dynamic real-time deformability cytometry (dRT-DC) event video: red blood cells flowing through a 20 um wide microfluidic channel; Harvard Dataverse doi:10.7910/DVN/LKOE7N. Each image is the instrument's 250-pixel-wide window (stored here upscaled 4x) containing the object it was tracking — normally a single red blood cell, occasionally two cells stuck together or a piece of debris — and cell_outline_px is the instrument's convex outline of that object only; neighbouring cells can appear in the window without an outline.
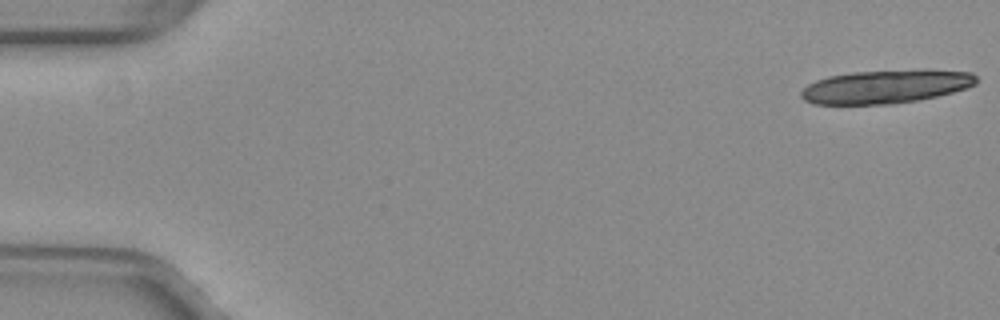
{"species": "common noctule bat (a hibernating species)", "species_latin": "Nyctalus noctula", "temperature_condition": "warm", "stored_images_in_passage": 18, "camera_frame_rate_fps": 3000, "um_per_image_px": 0.085, "animal": {"sex": "female", "body_mass_g": 29.2, "forearm_length_mm": 56.3}, "frame": {"image": 1, "passage_image": 1, "time_ms": 0.0, "image_size_px": [1000, 320], "cell_outline_px": [[976, 84], [968, 88], [936, 96], [916, 100], [892, 104], [812, 104], [804, 100], [800, 96], [800, 92], [808, 84], [816, 80], [828, 76], [852, 72], [972, 72], [976, 76]], "centroid_in_image_um": [75.18, 7.41], "position_along_channel_um": 9.8, "area_um2": 32.95}}